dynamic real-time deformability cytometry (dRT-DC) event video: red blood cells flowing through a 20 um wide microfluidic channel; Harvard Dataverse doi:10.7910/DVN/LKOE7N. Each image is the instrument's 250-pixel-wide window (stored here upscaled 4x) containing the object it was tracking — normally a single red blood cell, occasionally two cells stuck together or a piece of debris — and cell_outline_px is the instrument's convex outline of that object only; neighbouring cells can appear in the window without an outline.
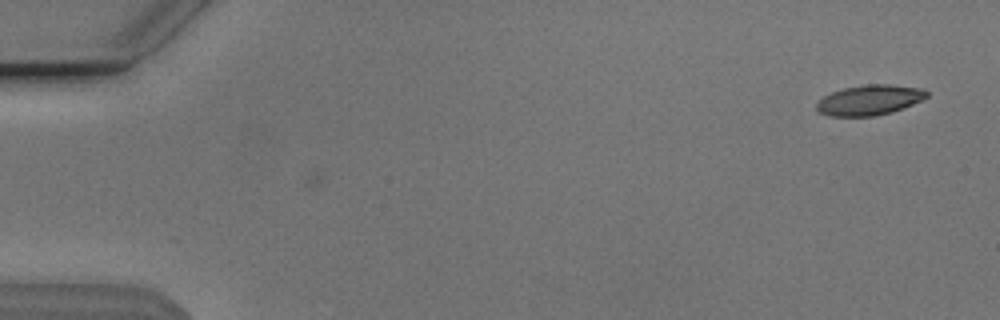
{"species": "Egyptian fruit bat (a non-hibernating species)", "species_latin": "Rousettus aegyptiacus", "temperature_condition": "cold", "stored_images_in_passage": 2, "camera_frame_rate_fps": 3000, "um_per_image_px": 0.085, "animal": {"sex": "male"}, "frame": {"image": 1, "passage_image": 2, "time_ms": 0.333, "image_size_px": [1000, 320], "cell_outline_px": [[928, 96], [924, 100], [892, 112], [876, 116], [828, 116], [816, 112], [816, 104], [824, 96], [832, 92], [844, 88], [868, 84], [892, 84], [924, 88], [928, 92]], "centroid_in_image_um": [73.94, 8.5], "position_along_channel_um": 11.1, "area_um2": 19.65}}